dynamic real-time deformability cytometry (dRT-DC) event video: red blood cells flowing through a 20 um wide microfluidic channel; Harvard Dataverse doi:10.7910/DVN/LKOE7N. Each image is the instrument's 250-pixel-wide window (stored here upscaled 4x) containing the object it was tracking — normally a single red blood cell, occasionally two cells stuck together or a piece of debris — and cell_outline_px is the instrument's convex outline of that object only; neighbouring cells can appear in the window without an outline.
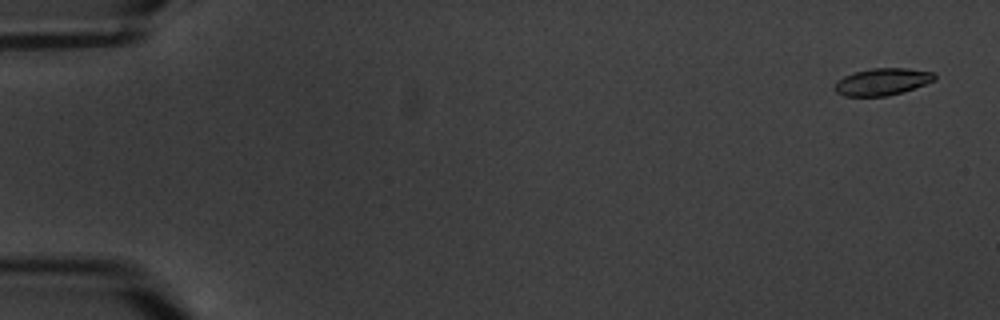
{"species": "common noctule bat (a hibernating species)", "species_latin": "Nyctalus noctula", "temperature_condition": "warm", "stored_images_in_passage": 7, "camera_frame_rate_fps": 3000, "um_per_image_px": 0.085, "animal": {"sex": "male", "body_mass_g": 20.1, "forearm_length_mm": 53.5}, "frame": {"image": 1, "passage_image": 1, "time_ms": 0.0, "image_size_px": [1000, 320], "cell_outline_px": [[936, 80], [888, 96], [844, 96], [836, 92], [836, 84], [844, 76], [856, 72], [872, 68], [908, 68], [936, 72]], "centroid_in_image_um": [75.04, 6.93], "position_along_channel_um": 10.0, "area_um2": 15.49}}